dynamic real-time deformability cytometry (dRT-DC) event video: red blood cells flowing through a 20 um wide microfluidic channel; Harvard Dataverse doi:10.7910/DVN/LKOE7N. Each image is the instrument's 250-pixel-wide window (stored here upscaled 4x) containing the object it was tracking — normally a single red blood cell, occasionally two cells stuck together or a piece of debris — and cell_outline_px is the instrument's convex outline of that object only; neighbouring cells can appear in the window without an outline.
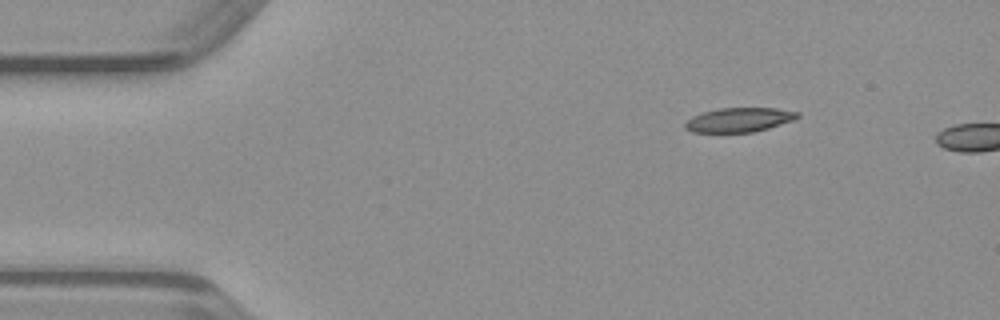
{"species": "common noctule bat (a hibernating species)", "species_latin": "Nyctalus noctula", "temperature_condition": "warm", "stored_images_in_passage": 4, "camera_frame_rate_fps": 3000, "um_per_image_px": 0.085, "animal": {"sex": "male", "body_mass_g": 23.1, "forearm_length_mm": 52.7}, "frame": {"image": 1, "passage_image": 1, "time_ms": 0.0, "image_size_px": [1000, 320], "cell_outline_px": [[800, 116], [792, 120], [768, 128], [752, 132], [692, 132], [684, 128], [684, 124], [692, 116], [704, 112], [720, 108], [776, 108], [800, 112]], "centroid_in_image_um": [62.82, 10.18], "position_along_channel_um": 22.2, "area_um2": 15.78}}